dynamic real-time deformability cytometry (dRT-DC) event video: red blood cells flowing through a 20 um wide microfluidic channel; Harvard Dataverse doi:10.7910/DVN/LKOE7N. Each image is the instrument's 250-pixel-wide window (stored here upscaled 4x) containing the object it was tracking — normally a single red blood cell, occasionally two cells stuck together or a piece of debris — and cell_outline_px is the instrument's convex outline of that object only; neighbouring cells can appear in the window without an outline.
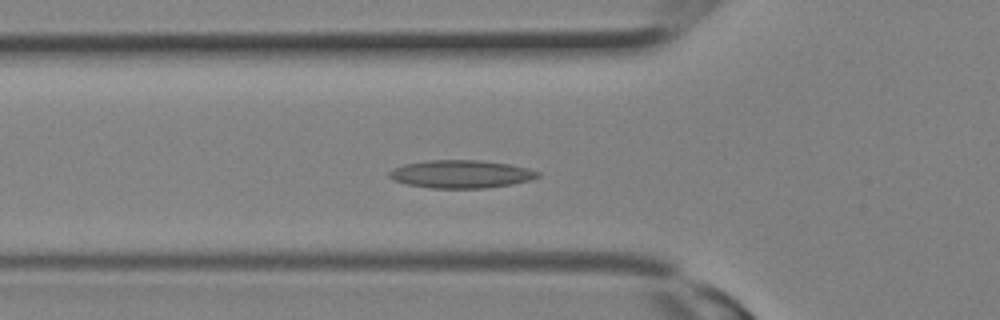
{"species": "Egyptian fruit bat (a non-hibernating species)", "species_latin": "Rousettus aegyptiacus", "temperature_condition": "room temperature", "stored_images_in_passage": 16, "camera_frame_rate_fps": 3000, "um_per_image_px": 0.085, "animal": {"sex": "female"}, "frame": {"image": 1, "passage_image": 7, "time_ms": 2.0, "image_size_px": [1000, 320], "cell_outline_px": [[540, 176], [528, 180], [512, 184], [484, 188], [428, 188], [408, 184], [392, 180], [388, 176], [388, 172], [392, 168], [404, 164], [428, 160], [480, 160], [508, 164], [528, 168], [540, 172]], "centroid_in_image_um": [39.14, 14.79], "position_along_channel_um": 86.7, "area_um2": 24.22}}
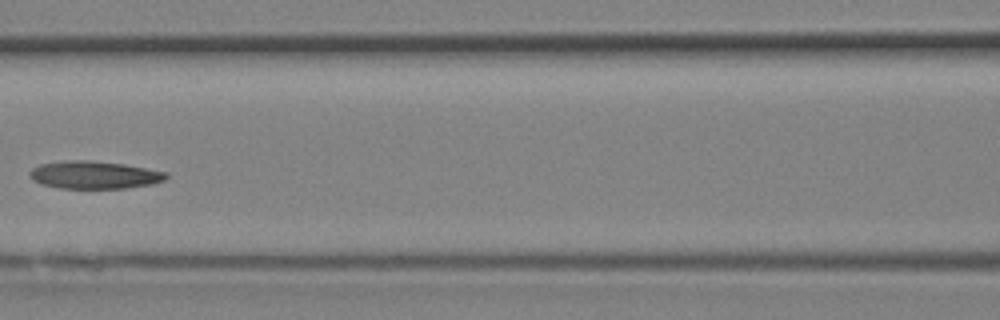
{"frame": {"image": 2, "passage_image": 10, "time_ms": 3.0, "image_size_px": [1000, 320], "cell_outline_px": [[168, 176], [164, 180], [152, 184], [124, 188], [60, 188], [40, 184], [32, 180], [28, 176], [28, 172], [32, 168], [40, 164], [68, 160], [88, 160], [124, 164], [168, 172]], "centroid_in_image_um": [7.98, 14.86], "position_along_channel_um": 158.6, "area_um2": 22.08}}
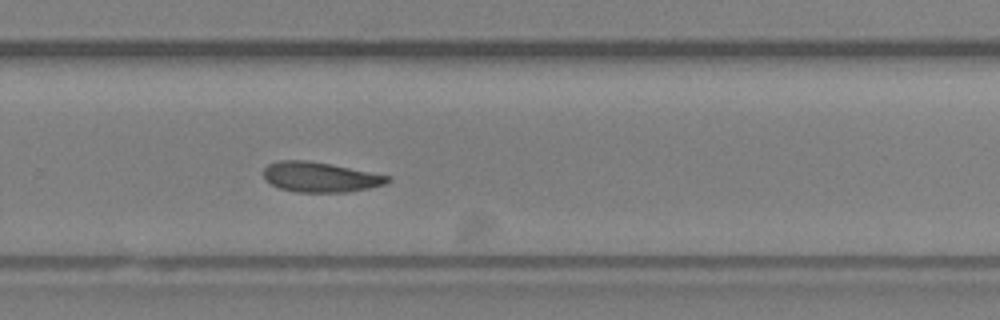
{"frame": {"image": 3, "passage_image": 16, "time_ms": 5.0, "image_size_px": [1000, 320], "cell_outline_px": [[392, 180], [384, 184], [368, 188], [348, 192], [296, 192], [280, 188], [264, 180], [264, 168], [268, 164], [280, 160], [304, 160], [328, 164], [392, 176]], "centroid_in_image_um": [27.21, 15.06], "position_along_channel_um": 302.6, "area_um2": 21.56}}